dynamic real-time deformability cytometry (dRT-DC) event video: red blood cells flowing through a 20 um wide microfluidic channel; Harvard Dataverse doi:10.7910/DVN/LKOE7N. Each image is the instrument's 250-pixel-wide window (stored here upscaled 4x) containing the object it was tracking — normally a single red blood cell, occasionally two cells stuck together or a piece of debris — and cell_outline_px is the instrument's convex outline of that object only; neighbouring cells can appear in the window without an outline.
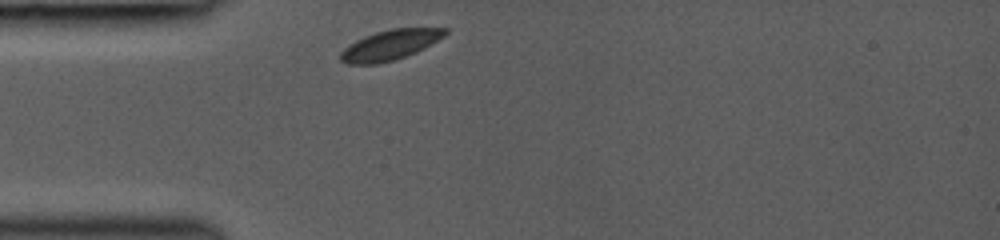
{"species": "common noctule bat (a hibernating species)", "species_latin": "Nyctalus noctula", "temperature_condition": "room temperature", "stored_images_in_passage": 29, "camera_frame_rate_fps": 3000, "um_per_image_px": 0.085, "animal": {"sex": "female", "body_mass_g": 19.0, "forearm_length_mm": 53.3}, "frame": {"image": 1, "passage_image": 1, "time_ms": 0.0, "image_size_px": [1000, 240], "cell_outline_px": [[448, 32], [444, 36], [424, 48], [416, 52], [396, 60], [376, 64], [348, 64], [340, 60], [340, 52], [344, 48], [356, 40], [364, 36], [376, 32], [392, 28], [448, 28]], "centroid_in_image_um": [33.14, 3.83], "position_along_channel_um": 51.9, "area_um2": 18.32}}
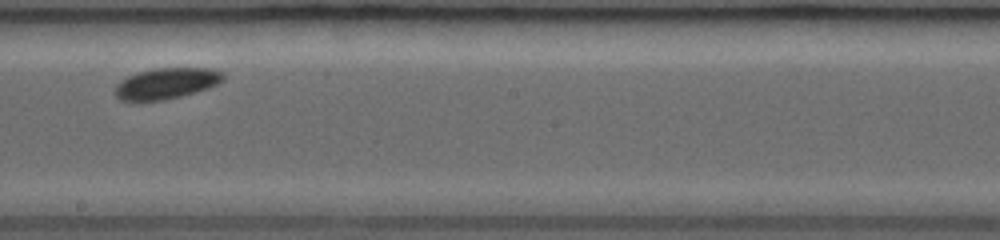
{"frame": {"image": 2, "passage_image": 16, "time_ms": 4.667, "image_size_px": [1000, 240], "cell_outline_px": [[224, 80], [208, 88], [180, 96], [164, 100], [120, 100], [116, 96], [116, 84], [120, 80], [128, 76], [152, 68], [212, 68], [224, 72]], "centroid_in_image_um": [14.17, 7.07], "position_along_channel_um": 234.0, "area_um2": 19.36}}
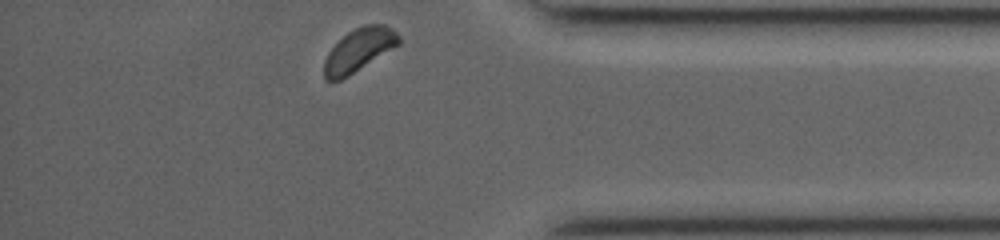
{"frame": {"image": 3, "passage_image": 29, "time_ms": 9.0, "image_size_px": [1000, 240], "cell_outline_px": [[400, 44], [340, 80], [324, 80], [324, 60], [328, 52], [348, 32], [364, 24], [384, 24], [392, 28], [400, 36]], "centroid_in_image_um": [30.52, 4.23], "position_along_channel_um": 404.7, "area_um2": 18.38}}